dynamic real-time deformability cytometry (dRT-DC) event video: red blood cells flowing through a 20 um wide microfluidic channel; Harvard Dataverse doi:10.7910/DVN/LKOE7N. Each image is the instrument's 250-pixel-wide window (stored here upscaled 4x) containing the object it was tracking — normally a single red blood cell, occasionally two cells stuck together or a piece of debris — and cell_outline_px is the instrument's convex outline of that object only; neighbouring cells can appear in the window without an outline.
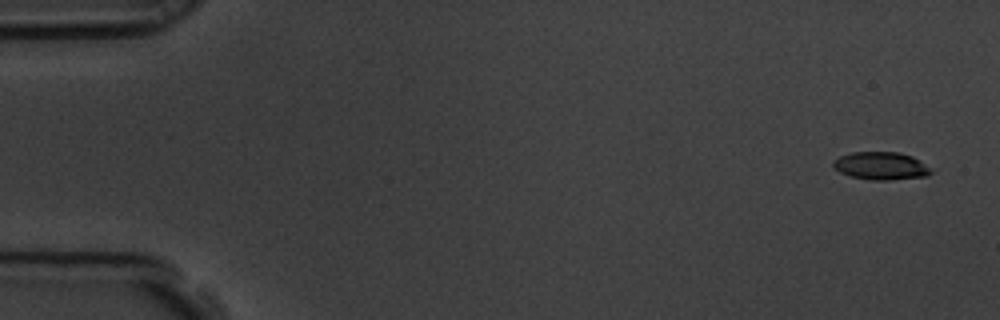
{"species": "common noctule bat (a hibernating species)", "species_latin": "Nyctalus noctula", "temperature_condition": "room temperature", "stored_images_in_passage": 6, "camera_frame_rate_fps": 3000, "um_per_image_px": 0.085, "animal": {"sex": "male", "body_mass_g": 19.5, "forearm_length_mm": 54.6}, "frame": {"image": 1, "passage_image": 1, "time_ms": 0.0, "image_size_px": [1000, 320], "cell_outline_px": [[932, 172], [928, 176], [888, 180], [872, 180], [852, 176], [840, 172], [832, 164], [832, 160], [840, 156], [852, 152], [900, 152], [912, 156], [920, 160]], "centroid_in_image_um": [74.88, 14.09], "position_along_channel_um": 10.1, "area_um2": 15.72}}
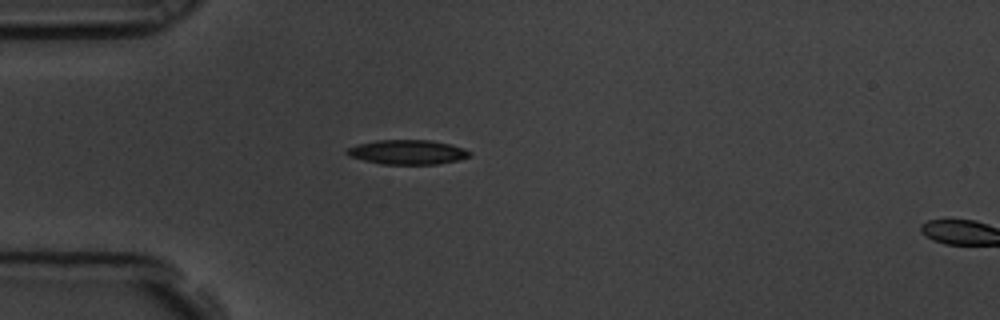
{"frame": {"image": 2, "passage_image": 5, "time_ms": 1.333, "image_size_px": [1000, 320], "cell_outline_px": [[472, 156], [460, 160], [436, 164], [384, 164], [364, 160], [348, 156], [344, 152], [348, 148], [360, 144], [376, 140], [432, 140], [464, 148], [472, 152]], "centroid_in_image_um": [34.68, 12.93], "position_along_channel_um": 50.3, "area_um2": 17.51}}